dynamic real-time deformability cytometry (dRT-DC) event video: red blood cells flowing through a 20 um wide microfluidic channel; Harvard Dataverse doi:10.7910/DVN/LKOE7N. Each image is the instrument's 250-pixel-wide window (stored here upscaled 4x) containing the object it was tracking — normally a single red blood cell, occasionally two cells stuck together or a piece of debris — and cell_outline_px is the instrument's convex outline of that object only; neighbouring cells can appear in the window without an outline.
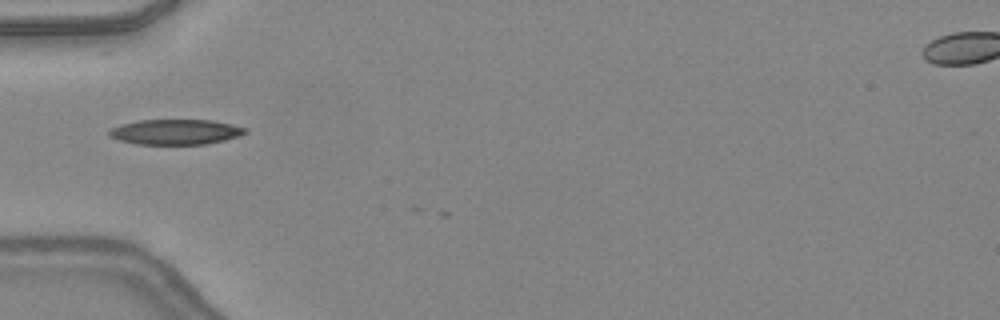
{"species": "common noctule bat (a hibernating species)", "species_latin": "Nyctalus noctula", "temperature_condition": "warm", "stored_images_in_passage": 2, "camera_frame_rate_fps": 3000, "um_per_image_px": 0.085, "animal": {"sex": "female", "body_mass_g": 24.6, "forearm_length_mm": 56.2}, "frame": {"image": 1, "passage_image": 1, "time_ms": 0.0, "image_size_px": [1000, 320], "cell_outline_px": [[248, 132], [240, 136], [208, 144], [136, 144], [120, 140], [108, 136], [108, 132], [112, 128], [120, 124], [140, 120], [212, 120], [232, 124], [248, 128]], "centroid_in_image_um": [14.96, 11.21], "position_along_channel_um": 70.0, "area_um2": 20.11}}